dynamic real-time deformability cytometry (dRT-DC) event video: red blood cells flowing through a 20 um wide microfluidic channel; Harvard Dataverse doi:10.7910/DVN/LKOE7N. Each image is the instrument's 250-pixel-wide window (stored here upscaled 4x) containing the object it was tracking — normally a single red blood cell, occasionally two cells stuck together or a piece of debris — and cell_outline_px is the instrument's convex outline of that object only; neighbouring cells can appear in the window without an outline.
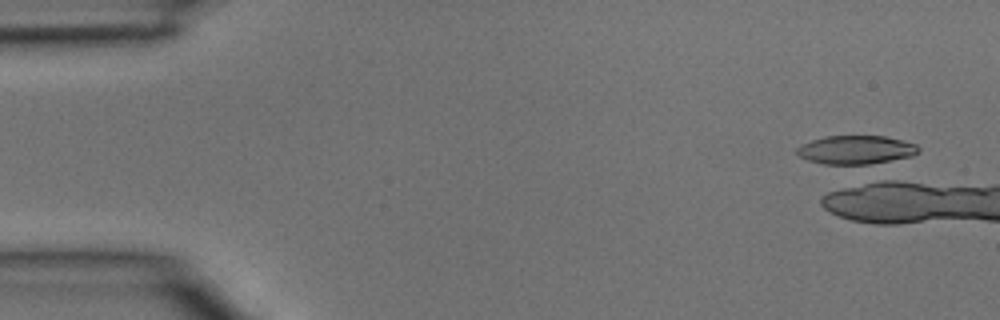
{"species": "common noctule bat (a hibernating species)", "species_latin": "Nyctalus noctula", "temperature_condition": "room temperature", "stored_images_in_passage": 1, "camera_frame_rate_fps": 3000, "um_per_image_px": 0.085, "animal": {"sex": "male", "body_mass_g": 15.6}, "frame": {"image": 1, "passage_image": 1, "time_ms": 0.0, "image_size_px": [1000, 320], "cell_outline_px": [[920, 152], [912, 156], [880, 164], [824, 164], [808, 160], [800, 156], [796, 152], [796, 148], [812, 140], [824, 136], [884, 136], [916, 144], [920, 148]], "centroid_in_image_um": [72.81, 12.75], "position_along_channel_um": 12.2, "area_um2": 20.4}}